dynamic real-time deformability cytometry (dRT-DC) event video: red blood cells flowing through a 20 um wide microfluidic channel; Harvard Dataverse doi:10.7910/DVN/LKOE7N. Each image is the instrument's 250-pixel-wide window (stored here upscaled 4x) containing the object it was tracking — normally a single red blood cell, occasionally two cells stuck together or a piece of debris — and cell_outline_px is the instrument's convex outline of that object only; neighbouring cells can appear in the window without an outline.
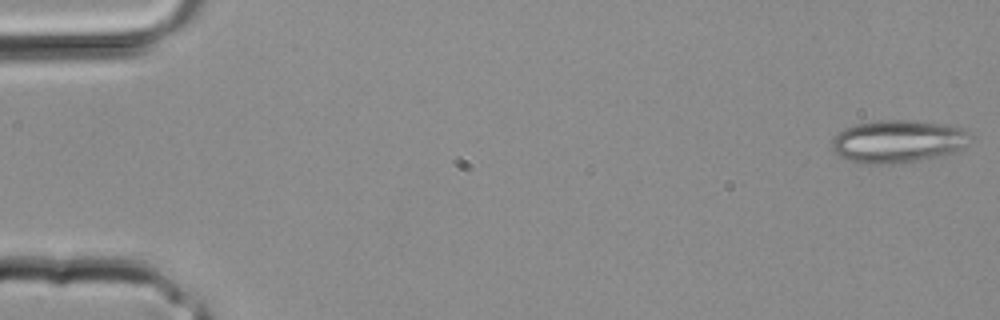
{"species": "common noctule bat (a hibernating species)", "species_latin": "Nyctalus noctula", "temperature_condition": "room temperature", "stored_images_in_passage": 33, "camera_frame_rate_fps": 3000, "um_per_image_px": 0.085, "animal": {"sex": "male", "body_mass_g": 20.4}, "frame": {"image": 1, "passage_image": 1, "time_ms": 0.0, "image_size_px": [1000, 320], "cell_outline_px": [[972, 136], [960, 148], [952, 152], [936, 156], [916, 160], [892, 164], [864, 164], [848, 160], [840, 156], [832, 148], [832, 140], [844, 128], [856, 124], [880, 120], [908, 120], [944, 124], [960, 128], [968, 132]], "centroid_in_image_um": [76.27, 12.01], "position_along_channel_um": 8.7, "area_um2": 33.87}}
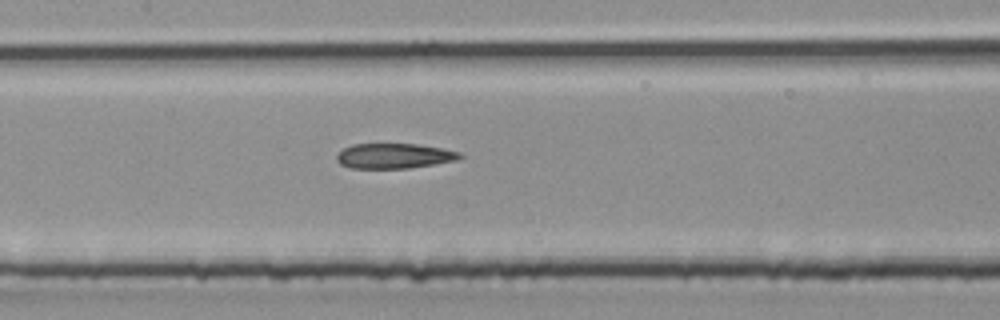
{"frame": {"image": 2, "passage_image": 16, "time_ms": 5.0, "image_size_px": [1000, 320], "cell_outline_px": [[464, 156], [456, 160], [408, 168], [348, 168], [340, 164], [336, 160], [336, 156], [344, 148], [352, 144], [416, 144], [440, 148], [460, 152]], "centroid_in_image_um": [33.47, 13.25], "position_along_channel_um": 173.9, "area_um2": 17.86}}
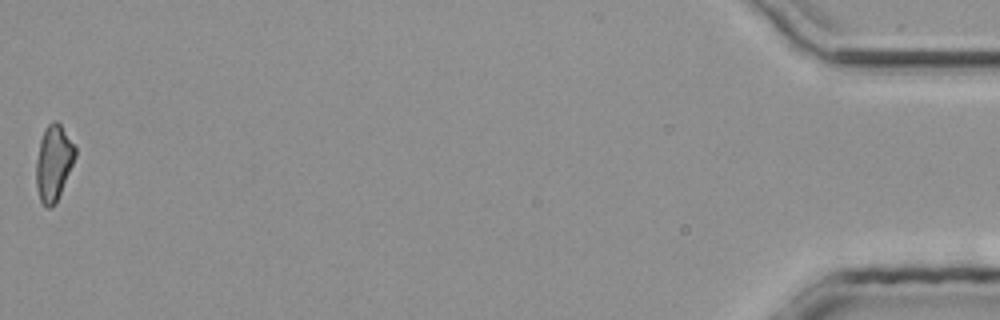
{"frame": {"image": 3, "passage_image": 33, "time_ms": 10.667, "image_size_px": [1000, 320], "cell_outline_px": [[76, 156], [56, 204], [52, 208], [44, 208], [40, 200], [36, 188], [36, 160], [40, 140], [44, 128], [52, 120], [56, 120], [60, 124], [76, 148]], "centroid_in_image_um": [4.54, 13.87], "position_along_channel_um": 430.7, "area_um2": 17.4}}